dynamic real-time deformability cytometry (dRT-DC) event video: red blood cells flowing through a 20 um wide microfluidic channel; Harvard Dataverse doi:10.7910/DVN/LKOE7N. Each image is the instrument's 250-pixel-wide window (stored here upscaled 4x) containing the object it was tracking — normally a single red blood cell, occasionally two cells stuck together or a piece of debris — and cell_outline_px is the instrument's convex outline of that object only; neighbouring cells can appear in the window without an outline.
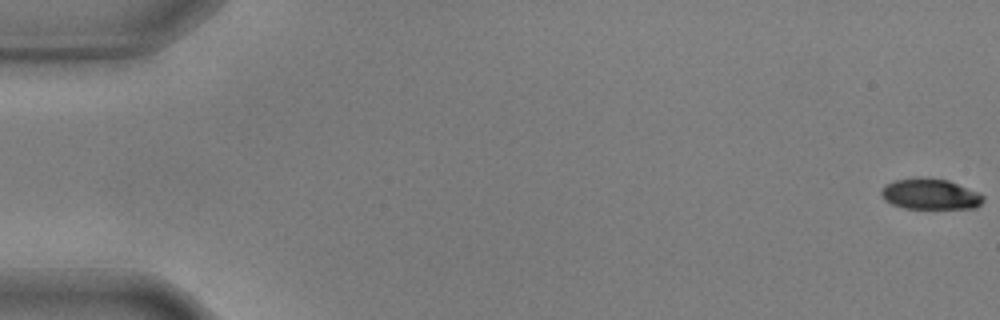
{"species": "common noctule bat (a hibernating species)", "species_latin": "Nyctalus noctula", "temperature_condition": "warm", "stored_images_in_passage": 57, "camera_frame_rate_fps": 3000, "um_per_image_px": 0.085, "animal": {"sex": "male", "body_mass_g": 17.9, "forearm_length_mm": 54.2}, "frame": {"image": 1, "passage_image": 1, "time_ms": 0.0, "image_size_px": [1000, 320], "cell_outline_px": [[984, 200], [976, 208], [904, 208], [892, 204], [884, 200], [880, 192], [884, 184], [896, 180], [948, 180], [976, 192], [984, 196]], "centroid_in_image_um": [79.05, 16.54], "position_along_channel_um": 5.9, "area_um2": 17.51}}
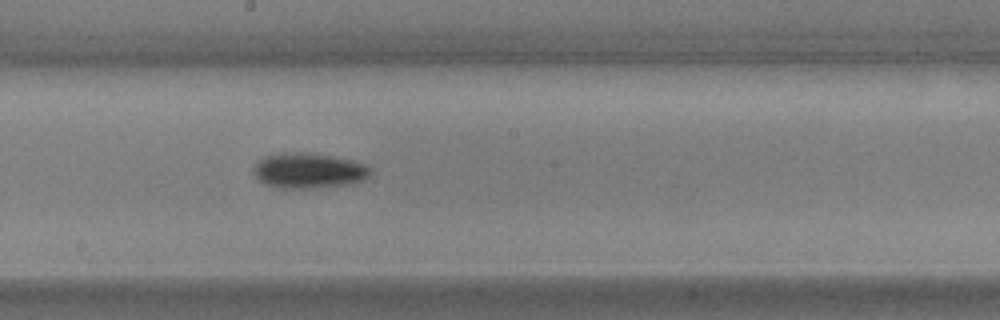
{"frame": {"image": 2, "passage_image": 32, "time_ms": 10.333, "image_size_px": [1000, 320], "cell_outline_px": [[372, 172], [364, 180], [352, 184], [316, 188], [280, 188], [264, 184], [256, 180], [252, 172], [252, 168], [264, 156], [280, 152], [308, 152], [332, 156], [352, 160], [368, 164], [372, 168]], "centroid_in_image_um": [26.23, 14.5], "position_along_channel_um": 222.0, "area_um2": 24.68}}
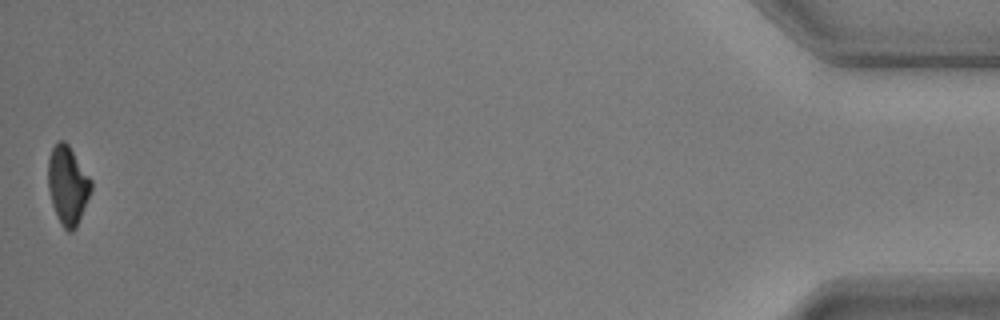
{"frame": {"image": 3, "passage_image": 57, "time_ms": 18.667, "image_size_px": [1000, 320], "cell_outline_px": [[92, 188], [76, 228], [72, 232], [68, 232], [64, 228], [52, 204], [48, 188], [48, 160], [52, 148], [60, 140], [64, 140], [68, 144], [92, 180]], "centroid_in_image_um": [5.76, 15.73], "position_along_channel_um": 429.4, "area_um2": 19.42}, "authors_computed_cell_mechanics": {"area_um2": 21.2126, "velocity_mm_per_s": 3.5862, "shape_relaxation_time_tau1_ms": 2.9692, "shape_relaxation_time_tau2_ms": null, "deformation_change_tau1": 0.1377, "deformation_change_tau2": null}}